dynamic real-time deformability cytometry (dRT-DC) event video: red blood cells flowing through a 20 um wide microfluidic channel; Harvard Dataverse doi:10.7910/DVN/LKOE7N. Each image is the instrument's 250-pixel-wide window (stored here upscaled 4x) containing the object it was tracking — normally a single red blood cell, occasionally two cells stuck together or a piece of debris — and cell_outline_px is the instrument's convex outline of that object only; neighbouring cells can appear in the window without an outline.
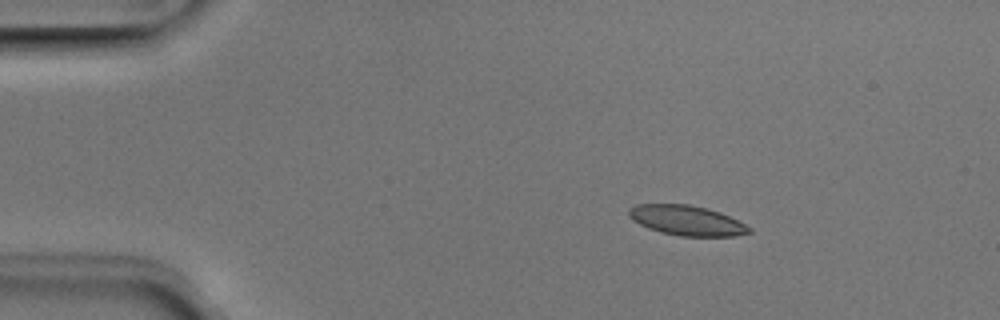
{"species": "Egyptian fruit bat (a non-hibernating species)", "species_latin": "Rousettus aegyptiacus", "temperature_condition": "room temperature", "stored_images_in_passage": 44, "camera_frame_rate_fps": 3000, "um_per_image_px": 0.085, "animal": {"sex": "male"}, "frame": {"image": 1, "passage_image": 1, "time_ms": 0.0, "image_size_px": [1000, 320], "cell_outline_px": [[752, 232], [736, 236], [680, 236], [660, 232], [648, 228], [632, 220], [628, 216], [628, 208], [636, 204], [688, 204], [708, 208], [720, 212], [752, 228]], "centroid_in_image_um": [58.35, 18.73], "position_along_channel_um": 26.7, "area_um2": 21.1}}
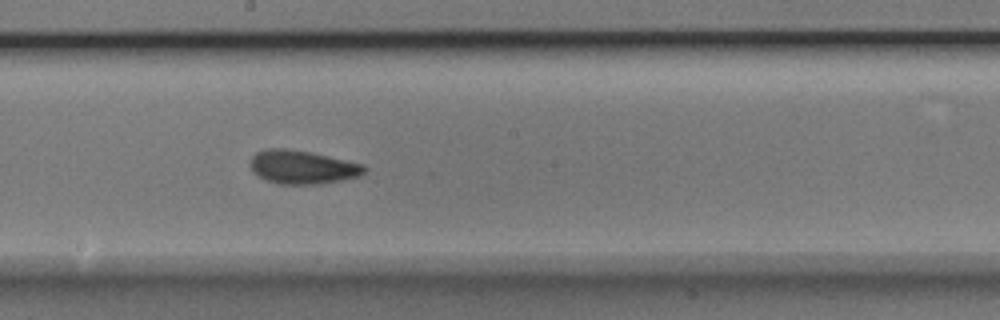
{"frame": {"image": 2, "passage_image": 21, "time_ms": 6.667, "image_size_px": [1000, 320], "cell_outline_px": [[368, 168], [360, 176], [340, 180], [316, 184], [280, 184], [264, 180], [252, 172], [248, 164], [252, 156], [256, 152], [264, 148], [284, 148], [308, 152], [364, 164]], "centroid_in_image_um": [25.64, 14.2], "position_along_channel_um": 222.6, "area_um2": 22.37}}
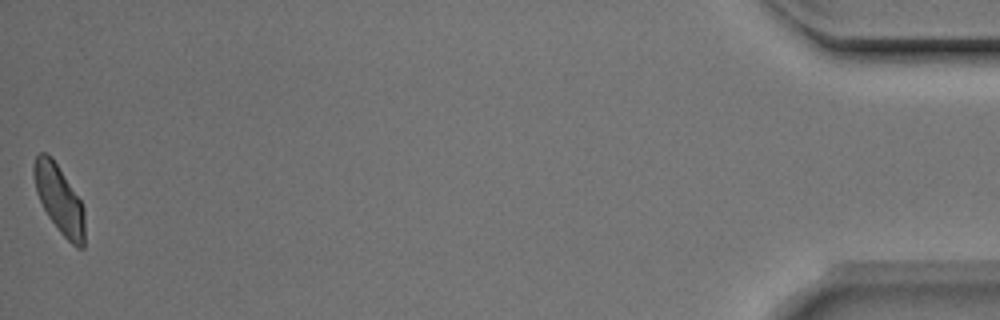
{"frame": {"image": 3, "passage_image": 44, "time_ms": 14.333, "image_size_px": [1000, 320], "cell_outline_px": [[84, 248], [76, 248], [60, 232], [48, 216], [36, 192], [32, 172], [32, 168], [36, 156], [40, 152], [44, 152], [52, 156], [80, 200], [84, 208]], "centroid_in_image_um": [5.02, 16.93], "position_along_channel_um": 430.2, "area_um2": 20.11}, "authors_computed_cell_mechanics": {"area_um2": 21.1548, "velocity_mm_per_s": 3.9522, "shape_relaxation_time_tau1_ms": 4.5765, "shape_relaxation_time_tau2_ms": 1.6577, "deformation_change_tau1": 0.1205, "deformation_change_tau2": 0.0736}}